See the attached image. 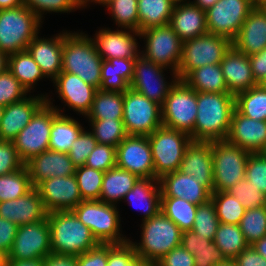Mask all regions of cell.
Instances as JSON below:
<instances>
[{
	"instance_id": "ba28073f",
	"label": "cell",
	"mask_w": 266,
	"mask_h": 266,
	"mask_svg": "<svg viewBox=\"0 0 266 266\" xmlns=\"http://www.w3.org/2000/svg\"><path fill=\"white\" fill-rule=\"evenodd\" d=\"M231 47L232 41L229 38L210 33L184 41L178 79L183 80L195 68L220 64Z\"/></svg>"
},
{
	"instance_id": "e575fe53",
	"label": "cell",
	"mask_w": 266,
	"mask_h": 266,
	"mask_svg": "<svg viewBox=\"0 0 266 266\" xmlns=\"http://www.w3.org/2000/svg\"><path fill=\"white\" fill-rule=\"evenodd\" d=\"M8 70L29 94L36 92V86L41 80L47 79L27 50L9 55Z\"/></svg>"
},
{
	"instance_id": "94428289",
	"label": "cell",
	"mask_w": 266,
	"mask_h": 266,
	"mask_svg": "<svg viewBox=\"0 0 266 266\" xmlns=\"http://www.w3.org/2000/svg\"><path fill=\"white\" fill-rule=\"evenodd\" d=\"M157 266H195L194 255L185 250L181 245L175 247L162 257Z\"/></svg>"
},
{
	"instance_id": "db71d44e",
	"label": "cell",
	"mask_w": 266,
	"mask_h": 266,
	"mask_svg": "<svg viewBox=\"0 0 266 266\" xmlns=\"http://www.w3.org/2000/svg\"><path fill=\"white\" fill-rule=\"evenodd\" d=\"M146 264L136 255L129 242L120 245L108 244L107 266H145Z\"/></svg>"
},
{
	"instance_id": "74e56055",
	"label": "cell",
	"mask_w": 266,
	"mask_h": 266,
	"mask_svg": "<svg viewBox=\"0 0 266 266\" xmlns=\"http://www.w3.org/2000/svg\"><path fill=\"white\" fill-rule=\"evenodd\" d=\"M86 120L123 119V93L97 89Z\"/></svg>"
},
{
	"instance_id": "4fadbf2b",
	"label": "cell",
	"mask_w": 266,
	"mask_h": 266,
	"mask_svg": "<svg viewBox=\"0 0 266 266\" xmlns=\"http://www.w3.org/2000/svg\"><path fill=\"white\" fill-rule=\"evenodd\" d=\"M164 72L170 73V80ZM178 80L176 72L155 64L140 54L134 62L130 89L162 106L170 89Z\"/></svg>"
},
{
	"instance_id": "1f68e13d",
	"label": "cell",
	"mask_w": 266,
	"mask_h": 266,
	"mask_svg": "<svg viewBox=\"0 0 266 266\" xmlns=\"http://www.w3.org/2000/svg\"><path fill=\"white\" fill-rule=\"evenodd\" d=\"M78 120V121H77ZM86 127L68 114H60L53 107V122L50 132L49 150L68 153L73 142Z\"/></svg>"
},
{
	"instance_id": "d6a6232c",
	"label": "cell",
	"mask_w": 266,
	"mask_h": 266,
	"mask_svg": "<svg viewBox=\"0 0 266 266\" xmlns=\"http://www.w3.org/2000/svg\"><path fill=\"white\" fill-rule=\"evenodd\" d=\"M135 59L113 58L103 60L100 90L124 93L130 88Z\"/></svg>"
},
{
	"instance_id": "6f0895ef",
	"label": "cell",
	"mask_w": 266,
	"mask_h": 266,
	"mask_svg": "<svg viewBox=\"0 0 266 266\" xmlns=\"http://www.w3.org/2000/svg\"><path fill=\"white\" fill-rule=\"evenodd\" d=\"M23 166L13 141L0 140V175L13 173Z\"/></svg>"
},
{
	"instance_id": "52a82bcc",
	"label": "cell",
	"mask_w": 266,
	"mask_h": 266,
	"mask_svg": "<svg viewBox=\"0 0 266 266\" xmlns=\"http://www.w3.org/2000/svg\"><path fill=\"white\" fill-rule=\"evenodd\" d=\"M148 140L157 180L179 169L185 148L192 141L187 133L164 126L148 135Z\"/></svg>"
},
{
	"instance_id": "5b68a950",
	"label": "cell",
	"mask_w": 266,
	"mask_h": 266,
	"mask_svg": "<svg viewBox=\"0 0 266 266\" xmlns=\"http://www.w3.org/2000/svg\"><path fill=\"white\" fill-rule=\"evenodd\" d=\"M72 211L91 230L98 243L120 245L129 242L122 232L119 206L100 200H83Z\"/></svg>"
},
{
	"instance_id": "f546056e",
	"label": "cell",
	"mask_w": 266,
	"mask_h": 266,
	"mask_svg": "<svg viewBox=\"0 0 266 266\" xmlns=\"http://www.w3.org/2000/svg\"><path fill=\"white\" fill-rule=\"evenodd\" d=\"M169 25L182 42L208 33L205 10L191 0L175 4Z\"/></svg>"
},
{
	"instance_id": "11a10c76",
	"label": "cell",
	"mask_w": 266,
	"mask_h": 266,
	"mask_svg": "<svg viewBox=\"0 0 266 266\" xmlns=\"http://www.w3.org/2000/svg\"><path fill=\"white\" fill-rule=\"evenodd\" d=\"M97 143L98 142L92 132L85 128L79 137L73 142L71 149L68 152V156L73 164L76 167L85 165L88 156L94 150Z\"/></svg>"
},
{
	"instance_id": "4316f807",
	"label": "cell",
	"mask_w": 266,
	"mask_h": 266,
	"mask_svg": "<svg viewBox=\"0 0 266 266\" xmlns=\"http://www.w3.org/2000/svg\"><path fill=\"white\" fill-rule=\"evenodd\" d=\"M161 197H176L195 205L206 203L212 192L194 178L178 170L159 179Z\"/></svg>"
},
{
	"instance_id": "3957f363",
	"label": "cell",
	"mask_w": 266,
	"mask_h": 266,
	"mask_svg": "<svg viewBox=\"0 0 266 266\" xmlns=\"http://www.w3.org/2000/svg\"><path fill=\"white\" fill-rule=\"evenodd\" d=\"M140 240L129 237L136 255L146 263L156 264L175 247L180 246L182 231L161 211L141 221Z\"/></svg>"
},
{
	"instance_id": "003e7915",
	"label": "cell",
	"mask_w": 266,
	"mask_h": 266,
	"mask_svg": "<svg viewBox=\"0 0 266 266\" xmlns=\"http://www.w3.org/2000/svg\"><path fill=\"white\" fill-rule=\"evenodd\" d=\"M43 266H77L76 256L51 253L43 259Z\"/></svg>"
},
{
	"instance_id": "9a60e30c",
	"label": "cell",
	"mask_w": 266,
	"mask_h": 266,
	"mask_svg": "<svg viewBox=\"0 0 266 266\" xmlns=\"http://www.w3.org/2000/svg\"><path fill=\"white\" fill-rule=\"evenodd\" d=\"M54 91L56 93V98L61 100L63 108L60 106H55L53 104L54 98H51L52 95L46 97V102L53 106L60 114L65 115L67 106L70 111L73 110L77 115H82L83 118L87 116L90 112L93 99L95 96L96 88L87 84L79 76L68 73L61 72L53 81H52ZM56 89V90H55ZM65 109V110H64Z\"/></svg>"
},
{
	"instance_id": "f6af8a7d",
	"label": "cell",
	"mask_w": 266,
	"mask_h": 266,
	"mask_svg": "<svg viewBox=\"0 0 266 266\" xmlns=\"http://www.w3.org/2000/svg\"><path fill=\"white\" fill-rule=\"evenodd\" d=\"M32 188L29 173L25 165L13 173L0 175V202L19 198Z\"/></svg>"
},
{
	"instance_id": "ee69618b",
	"label": "cell",
	"mask_w": 266,
	"mask_h": 266,
	"mask_svg": "<svg viewBox=\"0 0 266 266\" xmlns=\"http://www.w3.org/2000/svg\"><path fill=\"white\" fill-rule=\"evenodd\" d=\"M138 0H112L106 6L116 27L139 32Z\"/></svg>"
},
{
	"instance_id": "816d5d0a",
	"label": "cell",
	"mask_w": 266,
	"mask_h": 266,
	"mask_svg": "<svg viewBox=\"0 0 266 266\" xmlns=\"http://www.w3.org/2000/svg\"><path fill=\"white\" fill-rule=\"evenodd\" d=\"M28 95L27 90L8 69L0 73V105L8 106L21 101Z\"/></svg>"
},
{
	"instance_id": "6da1fadb",
	"label": "cell",
	"mask_w": 266,
	"mask_h": 266,
	"mask_svg": "<svg viewBox=\"0 0 266 266\" xmlns=\"http://www.w3.org/2000/svg\"><path fill=\"white\" fill-rule=\"evenodd\" d=\"M234 110L235 96L230 93L197 92L194 141L226 140Z\"/></svg>"
},
{
	"instance_id": "b9fcfbb0",
	"label": "cell",
	"mask_w": 266,
	"mask_h": 266,
	"mask_svg": "<svg viewBox=\"0 0 266 266\" xmlns=\"http://www.w3.org/2000/svg\"><path fill=\"white\" fill-rule=\"evenodd\" d=\"M259 85L262 88L266 89V76L260 81Z\"/></svg>"
},
{
	"instance_id": "09005b40",
	"label": "cell",
	"mask_w": 266,
	"mask_h": 266,
	"mask_svg": "<svg viewBox=\"0 0 266 266\" xmlns=\"http://www.w3.org/2000/svg\"><path fill=\"white\" fill-rule=\"evenodd\" d=\"M3 111H4V106L0 105V123H1L2 115H3Z\"/></svg>"
},
{
	"instance_id": "2644e50d",
	"label": "cell",
	"mask_w": 266,
	"mask_h": 266,
	"mask_svg": "<svg viewBox=\"0 0 266 266\" xmlns=\"http://www.w3.org/2000/svg\"><path fill=\"white\" fill-rule=\"evenodd\" d=\"M251 246L266 259V236L254 242Z\"/></svg>"
},
{
	"instance_id": "deb4b68c",
	"label": "cell",
	"mask_w": 266,
	"mask_h": 266,
	"mask_svg": "<svg viewBox=\"0 0 266 266\" xmlns=\"http://www.w3.org/2000/svg\"><path fill=\"white\" fill-rule=\"evenodd\" d=\"M145 266H157L156 264L147 263Z\"/></svg>"
},
{
	"instance_id": "4dcf8cb0",
	"label": "cell",
	"mask_w": 266,
	"mask_h": 266,
	"mask_svg": "<svg viewBox=\"0 0 266 266\" xmlns=\"http://www.w3.org/2000/svg\"><path fill=\"white\" fill-rule=\"evenodd\" d=\"M141 212L143 220L149 219L160 211L161 189L159 180L140 178L122 200Z\"/></svg>"
},
{
	"instance_id": "277c9868",
	"label": "cell",
	"mask_w": 266,
	"mask_h": 266,
	"mask_svg": "<svg viewBox=\"0 0 266 266\" xmlns=\"http://www.w3.org/2000/svg\"><path fill=\"white\" fill-rule=\"evenodd\" d=\"M47 218L53 254L78 256L99 244L72 210L48 212Z\"/></svg>"
},
{
	"instance_id": "b9f144b4",
	"label": "cell",
	"mask_w": 266,
	"mask_h": 266,
	"mask_svg": "<svg viewBox=\"0 0 266 266\" xmlns=\"http://www.w3.org/2000/svg\"><path fill=\"white\" fill-rule=\"evenodd\" d=\"M216 214L220 223L239 225L245 213L244 206L238 199L226 191L212 192Z\"/></svg>"
},
{
	"instance_id": "8992f818",
	"label": "cell",
	"mask_w": 266,
	"mask_h": 266,
	"mask_svg": "<svg viewBox=\"0 0 266 266\" xmlns=\"http://www.w3.org/2000/svg\"><path fill=\"white\" fill-rule=\"evenodd\" d=\"M43 22L24 4L0 10V50L8 55L26 51Z\"/></svg>"
},
{
	"instance_id": "7402d4cb",
	"label": "cell",
	"mask_w": 266,
	"mask_h": 266,
	"mask_svg": "<svg viewBox=\"0 0 266 266\" xmlns=\"http://www.w3.org/2000/svg\"><path fill=\"white\" fill-rule=\"evenodd\" d=\"M226 140L250 153L264 152L266 150V121H257L243 116L235 109Z\"/></svg>"
},
{
	"instance_id": "d590c367",
	"label": "cell",
	"mask_w": 266,
	"mask_h": 266,
	"mask_svg": "<svg viewBox=\"0 0 266 266\" xmlns=\"http://www.w3.org/2000/svg\"><path fill=\"white\" fill-rule=\"evenodd\" d=\"M183 81L196 92L229 93L220 64L195 68Z\"/></svg>"
},
{
	"instance_id": "603a6c76",
	"label": "cell",
	"mask_w": 266,
	"mask_h": 266,
	"mask_svg": "<svg viewBox=\"0 0 266 266\" xmlns=\"http://www.w3.org/2000/svg\"><path fill=\"white\" fill-rule=\"evenodd\" d=\"M68 30L48 37L38 34L28 45L27 51L39 65L49 81L62 72L63 36Z\"/></svg>"
},
{
	"instance_id": "9f6ffc18",
	"label": "cell",
	"mask_w": 266,
	"mask_h": 266,
	"mask_svg": "<svg viewBox=\"0 0 266 266\" xmlns=\"http://www.w3.org/2000/svg\"><path fill=\"white\" fill-rule=\"evenodd\" d=\"M85 166L102 172L116 167V147L97 143L88 156Z\"/></svg>"
},
{
	"instance_id": "5bb4252c",
	"label": "cell",
	"mask_w": 266,
	"mask_h": 266,
	"mask_svg": "<svg viewBox=\"0 0 266 266\" xmlns=\"http://www.w3.org/2000/svg\"><path fill=\"white\" fill-rule=\"evenodd\" d=\"M52 122L53 106L45 102L13 140L18 156L24 164L32 157L49 150Z\"/></svg>"
},
{
	"instance_id": "8d00e7d4",
	"label": "cell",
	"mask_w": 266,
	"mask_h": 266,
	"mask_svg": "<svg viewBox=\"0 0 266 266\" xmlns=\"http://www.w3.org/2000/svg\"><path fill=\"white\" fill-rule=\"evenodd\" d=\"M174 7L172 0H138L139 32L153 26L168 25Z\"/></svg>"
},
{
	"instance_id": "681fc988",
	"label": "cell",
	"mask_w": 266,
	"mask_h": 266,
	"mask_svg": "<svg viewBox=\"0 0 266 266\" xmlns=\"http://www.w3.org/2000/svg\"><path fill=\"white\" fill-rule=\"evenodd\" d=\"M219 223L214 202L210 199L198 205L192 230L213 241Z\"/></svg>"
},
{
	"instance_id": "979ff035",
	"label": "cell",
	"mask_w": 266,
	"mask_h": 266,
	"mask_svg": "<svg viewBox=\"0 0 266 266\" xmlns=\"http://www.w3.org/2000/svg\"><path fill=\"white\" fill-rule=\"evenodd\" d=\"M175 4L182 3V2H187L190 0H172Z\"/></svg>"
},
{
	"instance_id": "44dd1931",
	"label": "cell",
	"mask_w": 266,
	"mask_h": 266,
	"mask_svg": "<svg viewBox=\"0 0 266 266\" xmlns=\"http://www.w3.org/2000/svg\"><path fill=\"white\" fill-rule=\"evenodd\" d=\"M48 96H50L48 93H39L37 96L33 93L21 101L5 106L0 123V140L13 141L19 132L29 124Z\"/></svg>"
},
{
	"instance_id": "9c48e42d",
	"label": "cell",
	"mask_w": 266,
	"mask_h": 266,
	"mask_svg": "<svg viewBox=\"0 0 266 266\" xmlns=\"http://www.w3.org/2000/svg\"><path fill=\"white\" fill-rule=\"evenodd\" d=\"M161 110L164 127L185 132L194 141L197 117V92L194 89L178 80L170 89Z\"/></svg>"
},
{
	"instance_id": "cb8c5ba5",
	"label": "cell",
	"mask_w": 266,
	"mask_h": 266,
	"mask_svg": "<svg viewBox=\"0 0 266 266\" xmlns=\"http://www.w3.org/2000/svg\"><path fill=\"white\" fill-rule=\"evenodd\" d=\"M178 171L194 176L199 184L213 192L212 141H191L185 148Z\"/></svg>"
},
{
	"instance_id": "91938a15",
	"label": "cell",
	"mask_w": 266,
	"mask_h": 266,
	"mask_svg": "<svg viewBox=\"0 0 266 266\" xmlns=\"http://www.w3.org/2000/svg\"><path fill=\"white\" fill-rule=\"evenodd\" d=\"M108 244L99 243L96 247L76 256L77 266H107Z\"/></svg>"
},
{
	"instance_id": "7c38bea8",
	"label": "cell",
	"mask_w": 266,
	"mask_h": 266,
	"mask_svg": "<svg viewBox=\"0 0 266 266\" xmlns=\"http://www.w3.org/2000/svg\"><path fill=\"white\" fill-rule=\"evenodd\" d=\"M123 122L127 135L148 136L163 126L161 105L129 88L123 93Z\"/></svg>"
},
{
	"instance_id": "7bdbcfd3",
	"label": "cell",
	"mask_w": 266,
	"mask_h": 266,
	"mask_svg": "<svg viewBox=\"0 0 266 266\" xmlns=\"http://www.w3.org/2000/svg\"><path fill=\"white\" fill-rule=\"evenodd\" d=\"M85 121H88L89 130L99 144H107L117 147L127 136L123 119Z\"/></svg>"
},
{
	"instance_id": "ffe728a7",
	"label": "cell",
	"mask_w": 266,
	"mask_h": 266,
	"mask_svg": "<svg viewBox=\"0 0 266 266\" xmlns=\"http://www.w3.org/2000/svg\"><path fill=\"white\" fill-rule=\"evenodd\" d=\"M36 188L48 212L73 210L83 201L75 175L52 177Z\"/></svg>"
},
{
	"instance_id": "ab89813d",
	"label": "cell",
	"mask_w": 266,
	"mask_h": 266,
	"mask_svg": "<svg viewBox=\"0 0 266 266\" xmlns=\"http://www.w3.org/2000/svg\"><path fill=\"white\" fill-rule=\"evenodd\" d=\"M198 206L176 197H161L160 211L182 232L192 230Z\"/></svg>"
},
{
	"instance_id": "34e18365",
	"label": "cell",
	"mask_w": 266,
	"mask_h": 266,
	"mask_svg": "<svg viewBox=\"0 0 266 266\" xmlns=\"http://www.w3.org/2000/svg\"><path fill=\"white\" fill-rule=\"evenodd\" d=\"M110 1L112 0H85V8L88 9L92 4H95L96 6L98 4V6L101 5V7H105Z\"/></svg>"
},
{
	"instance_id": "d4e9b609",
	"label": "cell",
	"mask_w": 266,
	"mask_h": 266,
	"mask_svg": "<svg viewBox=\"0 0 266 266\" xmlns=\"http://www.w3.org/2000/svg\"><path fill=\"white\" fill-rule=\"evenodd\" d=\"M32 187H37L41 182L52 177H65L75 175L76 166L68 153L47 150L32 157L26 162Z\"/></svg>"
},
{
	"instance_id": "ac0fdd59",
	"label": "cell",
	"mask_w": 266,
	"mask_h": 266,
	"mask_svg": "<svg viewBox=\"0 0 266 266\" xmlns=\"http://www.w3.org/2000/svg\"><path fill=\"white\" fill-rule=\"evenodd\" d=\"M116 166L139 178H155L148 136L127 135L116 147Z\"/></svg>"
},
{
	"instance_id": "8c879c8a",
	"label": "cell",
	"mask_w": 266,
	"mask_h": 266,
	"mask_svg": "<svg viewBox=\"0 0 266 266\" xmlns=\"http://www.w3.org/2000/svg\"><path fill=\"white\" fill-rule=\"evenodd\" d=\"M217 1L219 0H193L191 2L197 7L206 11L207 9L211 8Z\"/></svg>"
},
{
	"instance_id": "7a4b0ae2",
	"label": "cell",
	"mask_w": 266,
	"mask_h": 266,
	"mask_svg": "<svg viewBox=\"0 0 266 266\" xmlns=\"http://www.w3.org/2000/svg\"><path fill=\"white\" fill-rule=\"evenodd\" d=\"M81 31V32H80ZM99 56L92 37L83 30H68L63 36L62 72L79 76L87 84L99 89L101 67Z\"/></svg>"
},
{
	"instance_id": "60d3db41",
	"label": "cell",
	"mask_w": 266,
	"mask_h": 266,
	"mask_svg": "<svg viewBox=\"0 0 266 266\" xmlns=\"http://www.w3.org/2000/svg\"><path fill=\"white\" fill-rule=\"evenodd\" d=\"M235 109L243 116L266 121V89L259 84L235 96Z\"/></svg>"
},
{
	"instance_id": "30bf717a",
	"label": "cell",
	"mask_w": 266,
	"mask_h": 266,
	"mask_svg": "<svg viewBox=\"0 0 266 266\" xmlns=\"http://www.w3.org/2000/svg\"><path fill=\"white\" fill-rule=\"evenodd\" d=\"M250 154L227 140L212 141L213 192L227 191L245 178Z\"/></svg>"
},
{
	"instance_id": "2a66077c",
	"label": "cell",
	"mask_w": 266,
	"mask_h": 266,
	"mask_svg": "<svg viewBox=\"0 0 266 266\" xmlns=\"http://www.w3.org/2000/svg\"><path fill=\"white\" fill-rule=\"evenodd\" d=\"M217 266H237L234 260H227L224 263L218 264Z\"/></svg>"
},
{
	"instance_id": "bcb514c9",
	"label": "cell",
	"mask_w": 266,
	"mask_h": 266,
	"mask_svg": "<svg viewBox=\"0 0 266 266\" xmlns=\"http://www.w3.org/2000/svg\"><path fill=\"white\" fill-rule=\"evenodd\" d=\"M246 242L252 245L257 240L266 236V206L254 207L245 210L244 216L240 221Z\"/></svg>"
},
{
	"instance_id": "836d02e7",
	"label": "cell",
	"mask_w": 266,
	"mask_h": 266,
	"mask_svg": "<svg viewBox=\"0 0 266 266\" xmlns=\"http://www.w3.org/2000/svg\"><path fill=\"white\" fill-rule=\"evenodd\" d=\"M139 179L135 174L117 166L109 169L104 173L99 200L119 206Z\"/></svg>"
},
{
	"instance_id": "03108f58",
	"label": "cell",
	"mask_w": 266,
	"mask_h": 266,
	"mask_svg": "<svg viewBox=\"0 0 266 266\" xmlns=\"http://www.w3.org/2000/svg\"><path fill=\"white\" fill-rule=\"evenodd\" d=\"M249 61L251 64L253 78L259 84L266 76V48L249 56Z\"/></svg>"
},
{
	"instance_id": "be15d7a7",
	"label": "cell",
	"mask_w": 266,
	"mask_h": 266,
	"mask_svg": "<svg viewBox=\"0 0 266 266\" xmlns=\"http://www.w3.org/2000/svg\"><path fill=\"white\" fill-rule=\"evenodd\" d=\"M212 240L206 239V237L197 235L193 230H187L182 232L180 245L193 254L194 251L207 247Z\"/></svg>"
},
{
	"instance_id": "f1b7e54d",
	"label": "cell",
	"mask_w": 266,
	"mask_h": 266,
	"mask_svg": "<svg viewBox=\"0 0 266 266\" xmlns=\"http://www.w3.org/2000/svg\"><path fill=\"white\" fill-rule=\"evenodd\" d=\"M232 46L247 56L266 48V10L252 9L238 35L232 41Z\"/></svg>"
},
{
	"instance_id": "83f0119b",
	"label": "cell",
	"mask_w": 266,
	"mask_h": 266,
	"mask_svg": "<svg viewBox=\"0 0 266 266\" xmlns=\"http://www.w3.org/2000/svg\"><path fill=\"white\" fill-rule=\"evenodd\" d=\"M220 66L230 94L236 96L258 85L252 75L249 56L238 52L233 46L225 54Z\"/></svg>"
},
{
	"instance_id": "89a4df30",
	"label": "cell",
	"mask_w": 266,
	"mask_h": 266,
	"mask_svg": "<svg viewBox=\"0 0 266 266\" xmlns=\"http://www.w3.org/2000/svg\"><path fill=\"white\" fill-rule=\"evenodd\" d=\"M24 4V0H0V10L17 8Z\"/></svg>"
},
{
	"instance_id": "e0dca14e",
	"label": "cell",
	"mask_w": 266,
	"mask_h": 266,
	"mask_svg": "<svg viewBox=\"0 0 266 266\" xmlns=\"http://www.w3.org/2000/svg\"><path fill=\"white\" fill-rule=\"evenodd\" d=\"M51 253L50 225L46 218L18 226L12 249L3 259H44Z\"/></svg>"
},
{
	"instance_id": "f5cc1de1",
	"label": "cell",
	"mask_w": 266,
	"mask_h": 266,
	"mask_svg": "<svg viewBox=\"0 0 266 266\" xmlns=\"http://www.w3.org/2000/svg\"><path fill=\"white\" fill-rule=\"evenodd\" d=\"M245 179L266 195V154L264 152L249 155Z\"/></svg>"
},
{
	"instance_id": "a7ac6f4b",
	"label": "cell",
	"mask_w": 266,
	"mask_h": 266,
	"mask_svg": "<svg viewBox=\"0 0 266 266\" xmlns=\"http://www.w3.org/2000/svg\"><path fill=\"white\" fill-rule=\"evenodd\" d=\"M3 266H43V259L15 260L2 259Z\"/></svg>"
},
{
	"instance_id": "d6986e66",
	"label": "cell",
	"mask_w": 266,
	"mask_h": 266,
	"mask_svg": "<svg viewBox=\"0 0 266 266\" xmlns=\"http://www.w3.org/2000/svg\"><path fill=\"white\" fill-rule=\"evenodd\" d=\"M94 37V38H93ZM92 40L96 50L103 60L113 58L136 59L140 55V32L117 27H100L96 30Z\"/></svg>"
},
{
	"instance_id": "680465c9",
	"label": "cell",
	"mask_w": 266,
	"mask_h": 266,
	"mask_svg": "<svg viewBox=\"0 0 266 266\" xmlns=\"http://www.w3.org/2000/svg\"><path fill=\"white\" fill-rule=\"evenodd\" d=\"M195 266H217L227 261L224 254L212 241L207 247L194 251Z\"/></svg>"
},
{
	"instance_id": "11e5206c",
	"label": "cell",
	"mask_w": 266,
	"mask_h": 266,
	"mask_svg": "<svg viewBox=\"0 0 266 266\" xmlns=\"http://www.w3.org/2000/svg\"><path fill=\"white\" fill-rule=\"evenodd\" d=\"M251 2L254 9H266V0H251Z\"/></svg>"
},
{
	"instance_id": "6125c7cd",
	"label": "cell",
	"mask_w": 266,
	"mask_h": 266,
	"mask_svg": "<svg viewBox=\"0 0 266 266\" xmlns=\"http://www.w3.org/2000/svg\"><path fill=\"white\" fill-rule=\"evenodd\" d=\"M18 225L0 217V258L7 257L12 249Z\"/></svg>"
},
{
	"instance_id": "7dc6e473",
	"label": "cell",
	"mask_w": 266,
	"mask_h": 266,
	"mask_svg": "<svg viewBox=\"0 0 266 266\" xmlns=\"http://www.w3.org/2000/svg\"><path fill=\"white\" fill-rule=\"evenodd\" d=\"M24 5L44 22L47 13L68 14L85 9V0H24Z\"/></svg>"
},
{
	"instance_id": "c3c4849f",
	"label": "cell",
	"mask_w": 266,
	"mask_h": 266,
	"mask_svg": "<svg viewBox=\"0 0 266 266\" xmlns=\"http://www.w3.org/2000/svg\"><path fill=\"white\" fill-rule=\"evenodd\" d=\"M104 173L85 165L76 167L75 177L82 200L100 199Z\"/></svg>"
},
{
	"instance_id": "8fae6325",
	"label": "cell",
	"mask_w": 266,
	"mask_h": 266,
	"mask_svg": "<svg viewBox=\"0 0 266 266\" xmlns=\"http://www.w3.org/2000/svg\"><path fill=\"white\" fill-rule=\"evenodd\" d=\"M139 39L144 43L140 54L145 59L173 72H178L183 42L169 24L144 29L140 31Z\"/></svg>"
},
{
	"instance_id": "e7e4bbea",
	"label": "cell",
	"mask_w": 266,
	"mask_h": 266,
	"mask_svg": "<svg viewBox=\"0 0 266 266\" xmlns=\"http://www.w3.org/2000/svg\"><path fill=\"white\" fill-rule=\"evenodd\" d=\"M234 261L237 266H266V259L251 245L244 249Z\"/></svg>"
},
{
	"instance_id": "f35d334b",
	"label": "cell",
	"mask_w": 266,
	"mask_h": 266,
	"mask_svg": "<svg viewBox=\"0 0 266 266\" xmlns=\"http://www.w3.org/2000/svg\"><path fill=\"white\" fill-rule=\"evenodd\" d=\"M213 241L227 260H234L249 244L239 225L219 223Z\"/></svg>"
},
{
	"instance_id": "753ad0ef",
	"label": "cell",
	"mask_w": 266,
	"mask_h": 266,
	"mask_svg": "<svg viewBox=\"0 0 266 266\" xmlns=\"http://www.w3.org/2000/svg\"><path fill=\"white\" fill-rule=\"evenodd\" d=\"M8 57L6 52L0 50V73L8 69Z\"/></svg>"
},
{
	"instance_id": "2e32d148",
	"label": "cell",
	"mask_w": 266,
	"mask_h": 266,
	"mask_svg": "<svg viewBox=\"0 0 266 266\" xmlns=\"http://www.w3.org/2000/svg\"><path fill=\"white\" fill-rule=\"evenodd\" d=\"M252 9L251 0L217 1L205 11L208 33L224 36L233 41Z\"/></svg>"
},
{
	"instance_id": "f907efd6",
	"label": "cell",
	"mask_w": 266,
	"mask_h": 266,
	"mask_svg": "<svg viewBox=\"0 0 266 266\" xmlns=\"http://www.w3.org/2000/svg\"><path fill=\"white\" fill-rule=\"evenodd\" d=\"M226 192L238 199L246 210L266 206V195L252 186L245 178L236 182Z\"/></svg>"
},
{
	"instance_id": "484cf974",
	"label": "cell",
	"mask_w": 266,
	"mask_h": 266,
	"mask_svg": "<svg viewBox=\"0 0 266 266\" xmlns=\"http://www.w3.org/2000/svg\"><path fill=\"white\" fill-rule=\"evenodd\" d=\"M47 215L48 211L36 187L19 198L0 202V217L18 226L44 220Z\"/></svg>"
}]
</instances>
